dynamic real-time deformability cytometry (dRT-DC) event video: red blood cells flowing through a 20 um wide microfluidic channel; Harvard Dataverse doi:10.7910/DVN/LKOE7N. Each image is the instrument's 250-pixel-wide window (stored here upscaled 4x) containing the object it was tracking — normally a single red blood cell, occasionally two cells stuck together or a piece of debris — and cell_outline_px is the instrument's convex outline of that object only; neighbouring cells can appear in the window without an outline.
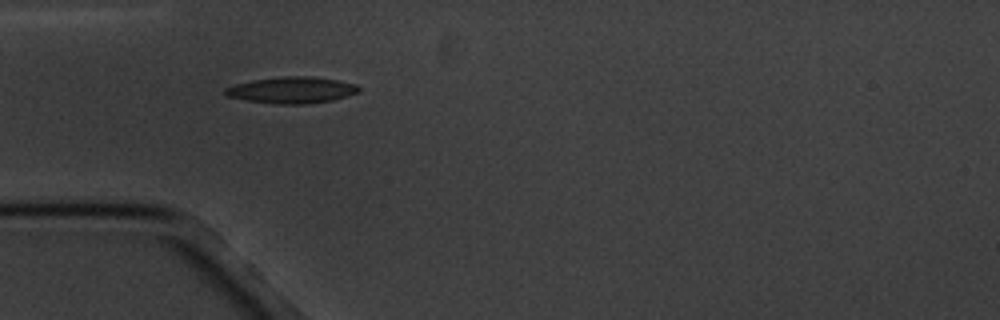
{"species": "common noctule bat (a hibernating species)", "species_latin": "Nyctalus noctula", "temperature_condition": "cold", "stored_images_in_passage": 3, "camera_frame_rate_fps": 3000, "um_per_image_px": 0.085, "animal": {"sex": "male", "body_mass_g": 20.1, "forearm_length_mm": 53.5}, "frame": {"image": 1, "passage_image": 1, "time_ms": 0.0, "image_size_px": [1000, 320], "cell_outline_px": [[360, 92], [348, 96], [332, 100], [304, 104], [272, 104], [248, 100], [228, 96], [224, 92], [224, 88], [236, 84], [252, 80], [284, 76], [312, 76], [340, 80], [356, 84], [360, 88]], "centroid_in_image_um": [24.85, 7.65], "position_along_channel_um": 60.2, "area_um2": 20.63}}
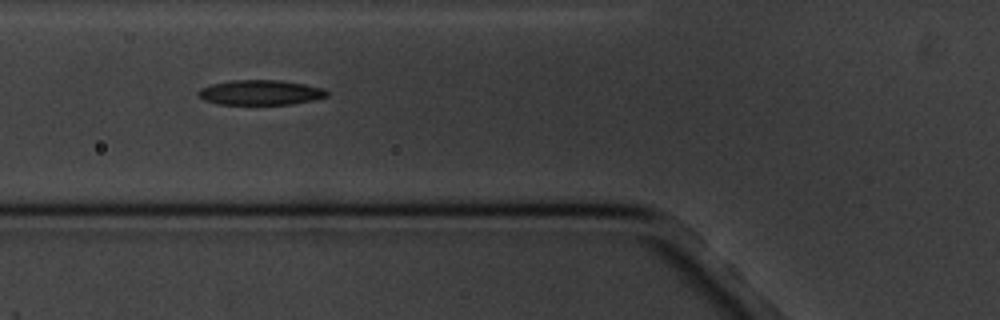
{"frame": {"image": 2, "passage_image": 2, "time_ms": 1.333, "image_size_px": [1000, 320], "cell_outline_px": [[328, 96], [312, 100], [288, 104], [220, 104], [204, 100], [196, 92], [200, 88], [212, 84], [232, 80], [280, 80], [304, 84], [324, 88], [328, 92]], "centroid_in_image_um": [22.13, 7.85], "position_along_channel_um": 103.7, "area_um2": 18.55}}
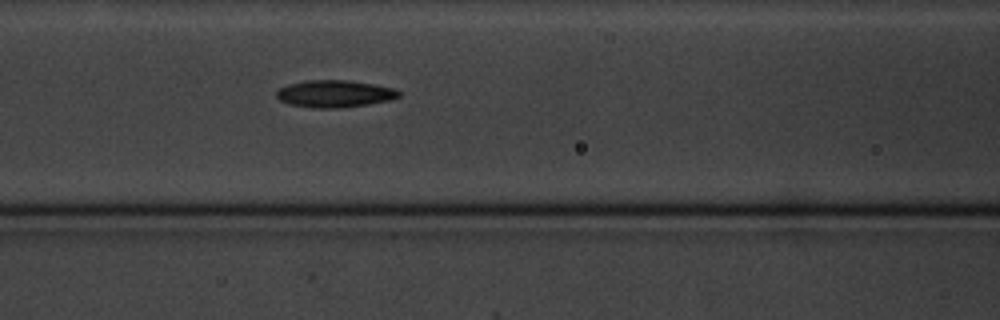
{"frame": {"image": 3, "passage_image": 3, "time_ms": 2.333, "image_size_px": [1000, 320], "cell_outline_px": [[400, 96], [388, 100], [368, 104], [340, 108], [312, 108], [288, 104], [280, 100], [276, 96], [276, 92], [280, 88], [288, 84], [304, 80], [348, 80], [396, 88], [400, 92]], "centroid_in_image_um": [28.42, 7.97], "position_along_channel_um": 138.2, "area_um2": 19.42}}